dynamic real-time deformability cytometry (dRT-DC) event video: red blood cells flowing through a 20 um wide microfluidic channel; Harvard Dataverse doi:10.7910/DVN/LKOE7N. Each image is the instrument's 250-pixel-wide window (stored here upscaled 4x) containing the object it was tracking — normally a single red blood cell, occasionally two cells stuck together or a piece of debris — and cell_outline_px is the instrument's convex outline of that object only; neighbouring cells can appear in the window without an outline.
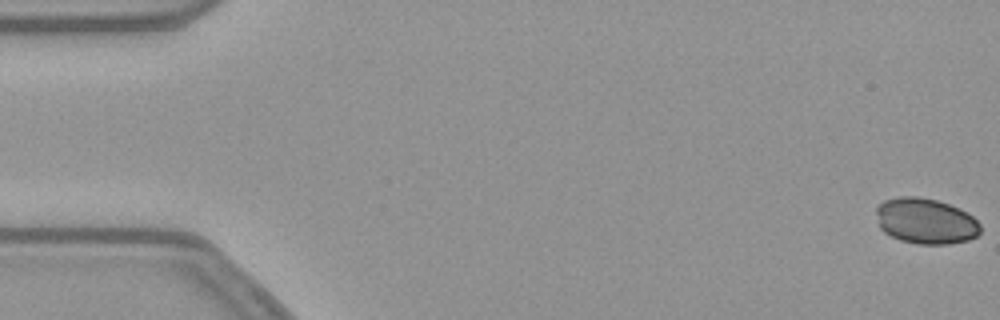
{"species": "common noctule bat (a hibernating species)", "species_latin": "Nyctalus noctula", "temperature_condition": "warm", "stored_images_in_passage": 55, "camera_frame_rate_fps": 3000, "um_per_image_px": 0.085, "animal": {"sex": "female", "body_mass_g": 21.9}, "frame": {"image": 1, "passage_image": 1, "time_ms": 0.0, "image_size_px": [1000, 320], "cell_outline_px": [[980, 232], [976, 236], [968, 240], [948, 244], [920, 244], [900, 240], [884, 232], [880, 228], [876, 212], [876, 208], [884, 200], [900, 196], [916, 196], [936, 200], [960, 208], [968, 212], [980, 224]], "centroid_in_image_um": [78.69, 18.78], "position_along_channel_um": 6.3, "area_um2": 27.74}}
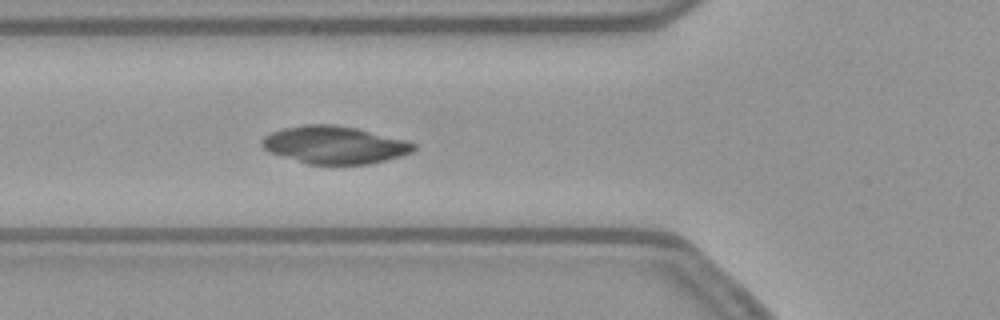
{"frame": {"image": 2, "passage_image": 20, "time_ms": 6.333, "image_size_px": [1000, 320], "cell_outline_px": [[416, 148], [412, 152], [400, 156], [368, 164], [308, 164], [268, 152], [260, 144], [260, 140], [264, 136], [272, 132], [284, 128], [304, 124], [332, 124], [356, 128], [408, 140], [416, 144]], "centroid_in_image_um": [28.43, 12.31], "position_along_channel_um": 97.4, "area_um2": 33.29}}
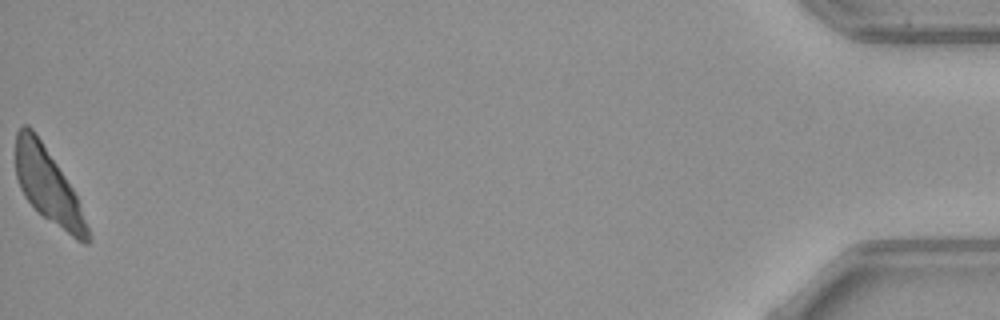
{"frame": {"image": 3, "passage_image": 55, "time_ms": 18.0, "image_size_px": [1000, 320], "cell_outline_px": [[92, 240], [88, 244], [84, 244], [76, 240], [44, 216], [24, 196], [20, 188], [16, 176], [16, 132], [24, 124], [28, 124], [32, 128], [72, 188], [76, 196], [92, 236]], "centroid_in_image_um": [4.09, 15.82], "position_along_channel_um": 431.1, "area_um2": 30.52}}